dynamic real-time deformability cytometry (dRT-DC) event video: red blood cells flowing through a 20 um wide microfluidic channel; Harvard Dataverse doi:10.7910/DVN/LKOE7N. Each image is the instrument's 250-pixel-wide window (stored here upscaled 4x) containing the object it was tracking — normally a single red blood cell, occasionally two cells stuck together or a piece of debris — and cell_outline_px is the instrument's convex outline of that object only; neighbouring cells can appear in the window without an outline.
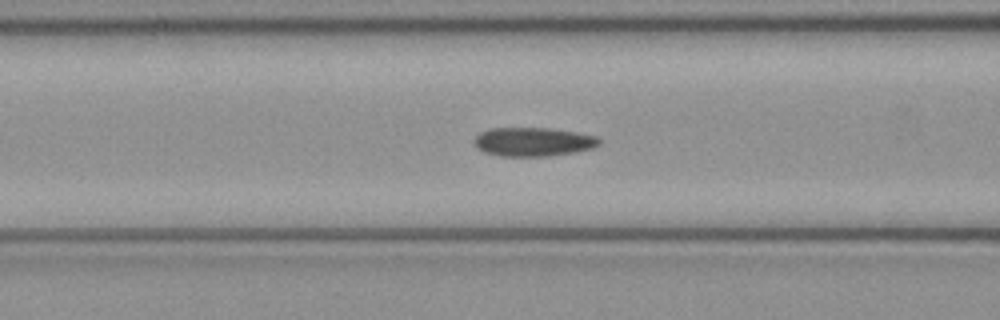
{"species": "common noctule bat (a hibernating species)", "species_latin": "Nyctalus noctula", "temperature_condition": "cold", "stored_images_in_passage": 51, "camera_frame_rate_fps": 3000, "um_per_image_px": 0.085, "animal": {"sex": "female", "body_mass_g": 21.9}, "frame": {"image": 1, "passage_image": 19, "time_ms": 6.0, "image_size_px": [1000, 320], "cell_outline_px": [[600, 144], [592, 148], [572, 152], [548, 156], [500, 156], [484, 152], [476, 148], [472, 140], [480, 132], [488, 128], [548, 128], [576, 132], [600, 136]], "centroid_in_image_um": [45.29, 12.05], "position_along_channel_um": 121.3, "area_um2": 21.15}}
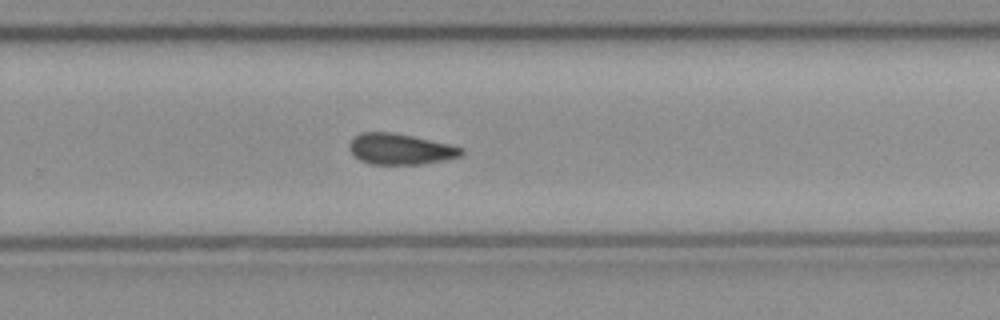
{"frame": {"image": 2, "passage_image": 32, "time_ms": 10.333, "image_size_px": [1000, 320], "cell_outline_px": [[464, 152], [460, 156], [444, 160], [420, 164], [368, 164], [360, 160], [348, 148], [348, 144], [352, 136], [360, 132], [392, 132], [412, 136], [448, 144], [464, 148]], "centroid_in_image_um": [33.98, 12.66], "position_along_channel_um": 295.8, "area_um2": 20.17}}
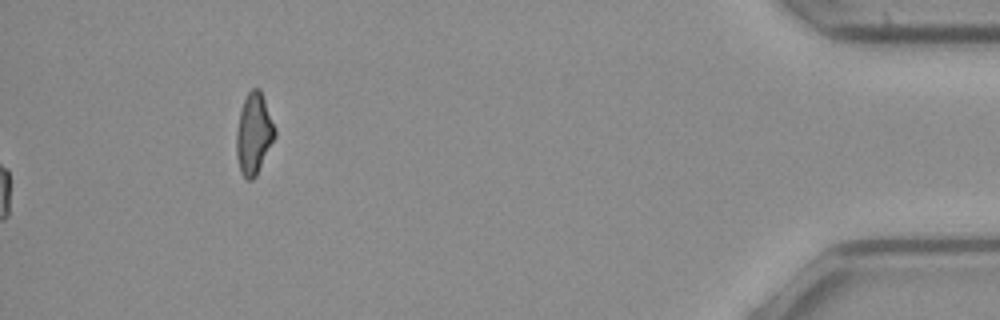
{"frame": {"image": 3, "passage_image": 51, "time_ms": 16.667, "image_size_px": [1000, 320], "cell_outline_px": [[276, 136], [256, 176], [252, 180], [248, 180], [240, 172], [236, 156], [236, 132], [240, 112], [244, 100], [248, 92], [252, 88], [260, 88], [276, 128]], "centroid_in_image_um": [21.58, 11.37], "position_along_channel_um": 413.6, "area_um2": 18.26}}